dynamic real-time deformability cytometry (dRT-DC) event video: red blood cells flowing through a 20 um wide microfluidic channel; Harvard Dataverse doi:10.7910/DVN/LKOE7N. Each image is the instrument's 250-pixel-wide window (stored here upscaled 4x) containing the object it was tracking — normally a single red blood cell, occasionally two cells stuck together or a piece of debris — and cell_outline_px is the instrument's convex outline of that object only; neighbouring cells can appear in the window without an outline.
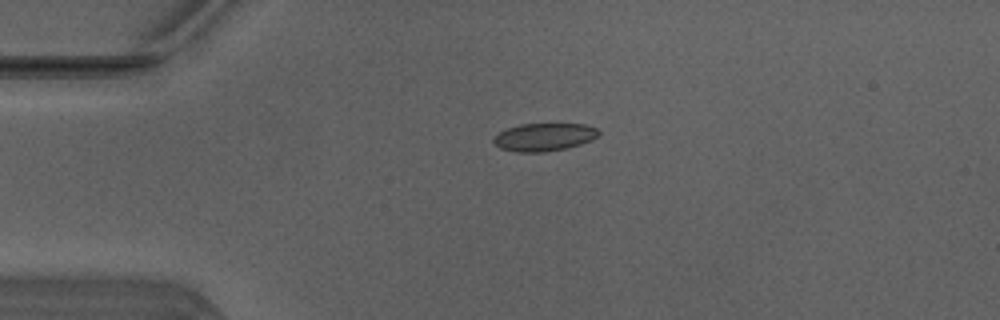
{"species": "Egyptian fruit bat (a non-hibernating species)", "species_latin": "Rousettus aegyptiacus", "temperature_condition": "warm", "stored_images_in_passage": 39, "camera_frame_rate_fps": 3000, "um_per_image_px": 0.085, "animal": {"sex": "male"}, "frame": {"image": 1, "passage_image": 1, "time_ms": 0.0, "image_size_px": [1000, 320], "cell_outline_px": [[600, 132], [592, 140], [568, 148], [544, 152], [516, 152], [500, 148], [492, 140], [500, 132], [508, 128], [520, 124], [584, 124], [596, 128]], "centroid_in_image_um": [46.26, 11.65], "position_along_channel_um": 38.7, "area_um2": 16.94}}
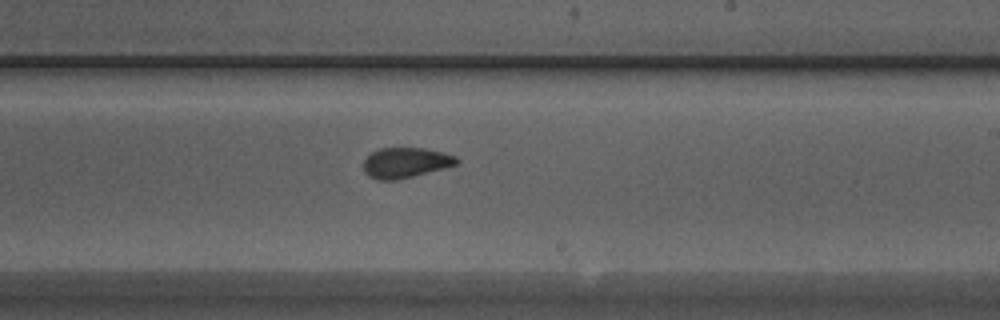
{"frame": {"image": 2, "passage_image": 19, "time_ms": 6.0, "image_size_px": [1000, 320], "cell_outline_px": [[460, 160], [456, 164], [444, 168], [396, 180], [376, 180], [368, 176], [364, 172], [364, 160], [372, 152], [380, 148], [424, 148], [456, 156]], "centroid_in_image_um": [34.45, 13.83], "position_along_channel_um": 254.6, "area_um2": 16.3}}
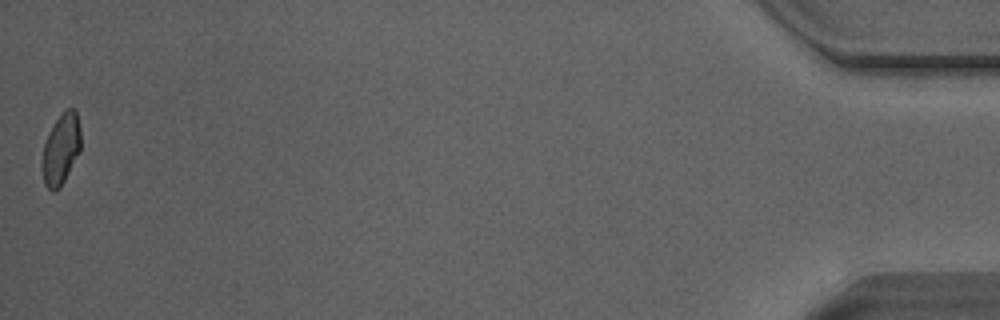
{"frame": {"image": 3, "passage_image": 39, "time_ms": 12.667, "image_size_px": [1000, 320], "cell_outline_px": [[80, 152], [60, 188], [52, 192], [44, 184], [40, 164], [40, 160], [44, 144], [56, 120], [64, 108], [76, 108], [80, 128]], "centroid_in_image_um": [5.17, 12.69], "position_along_channel_um": 430.0, "area_um2": 16.24}, "authors_computed_cell_mechanics": {"area_um2": 16.762, "velocity_mm_per_s": 4.1303, "shape_relaxation_time_tau1_ms": 4.7576, "shape_relaxation_time_tau2_ms": 1.0951, "deformation_change_tau1": 0.0934, "deformation_change_tau2": 0.0663}}